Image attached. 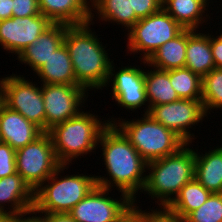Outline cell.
<instances>
[{
	"label": "cell",
	"mask_w": 222,
	"mask_h": 222,
	"mask_svg": "<svg viewBox=\"0 0 222 222\" xmlns=\"http://www.w3.org/2000/svg\"><path fill=\"white\" fill-rule=\"evenodd\" d=\"M98 146L102 147V159L109 176L97 175V186L109 190L116 187L119 193L123 192L135 201L138 191L143 192L145 186L147 162L115 124H108L103 129Z\"/></svg>",
	"instance_id": "6da1fadb"
},
{
	"label": "cell",
	"mask_w": 222,
	"mask_h": 222,
	"mask_svg": "<svg viewBox=\"0 0 222 222\" xmlns=\"http://www.w3.org/2000/svg\"><path fill=\"white\" fill-rule=\"evenodd\" d=\"M95 22L83 25H71L66 29L64 44L69 52L77 83L87 91L100 90L106 87L109 72L113 63L106 51V45L92 31L90 26Z\"/></svg>",
	"instance_id": "7a4b0ae2"
},
{
	"label": "cell",
	"mask_w": 222,
	"mask_h": 222,
	"mask_svg": "<svg viewBox=\"0 0 222 222\" xmlns=\"http://www.w3.org/2000/svg\"><path fill=\"white\" fill-rule=\"evenodd\" d=\"M185 143L175 153L147 162V175L143 191L164 210L180 189L194 179L195 149ZM190 147V148H189Z\"/></svg>",
	"instance_id": "3957f363"
},
{
	"label": "cell",
	"mask_w": 222,
	"mask_h": 222,
	"mask_svg": "<svg viewBox=\"0 0 222 222\" xmlns=\"http://www.w3.org/2000/svg\"><path fill=\"white\" fill-rule=\"evenodd\" d=\"M99 115L84 110L48 130L58 162L62 165L72 164L80 156L90 154L98 147V140L107 120ZM99 118V119H98ZM104 120V121H101ZM82 156V157H81Z\"/></svg>",
	"instance_id": "277c9868"
},
{
	"label": "cell",
	"mask_w": 222,
	"mask_h": 222,
	"mask_svg": "<svg viewBox=\"0 0 222 222\" xmlns=\"http://www.w3.org/2000/svg\"><path fill=\"white\" fill-rule=\"evenodd\" d=\"M69 165H60L55 172L34 191L33 210L36 213H69L96 186L95 175L73 174L61 176ZM59 176H61L59 178Z\"/></svg>",
	"instance_id": "5b68a950"
},
{
	"label": "cell",
	"mask_w": 222,
	"mask_h": 222,
	"mask_svg": "<svg viewBox=\"0 0 222 222\" xmlns=\"http://www.w3.org/2000/svg\"><path fill=\"white\" fill-rule=\"evenodd\" d=\"M141 115L143 117L132 120L111 116L107 122L115 124L123 132L146 162L175 153L185 144L172 130L156 122L149 113Z\"/></svg>",
	"instance_id": "8992f818"
},
{
	"label": "cell",
	"mask_w": 222,
	"mask_h": 222,
	"mask_svg": "<svg viewBox=\"0 0 222 222\" xmlns=\"http://www.w3.org/2000/svg\"><path fill=\"white\" fill-rule=\"evenodd\" d=\"M184 28L163 8L139 19L127 33L128 55L140 53V60H148L164 43L178 36Z\"/></svg>",
	"instance_id": "52a82bcc"
},
{
	"label": "cell",
	"mask_w": 222,
	"mask_h": 222,
	"mask_svg": "<svg viewBox=\"0 0 222 222\" xmlns=\"http://www.w3.org/2000/svg\"><path fill=\"white\" fill-rule=\"evenodd\" d=\"M16 172L33 191L37 190L61 165L51 136L43 132L33 142L16 150Z\"/></svg>",
	"instance_id": "ba28073f"
},
{
	"label": "cell",
	"mask_w": 222,
	"mask_h": 222,
	"mask_svg": "<svg viewBox=\"0 0 222 222\" xmlns=\"http://www.w3.org/2000/svg\"><path fill=\"white\" fill-rule=\"evenodd\" d=\"M26 79L23 75L14 73L4 77L3 104L46 132V113L41 87Z\"/></svg>",
	"instance_id": "9c48e42d"
},
{
	"label": "cell",
	"mask_w": 222,
	"mask_h": 222,
	"mask_svg": "<svg viewBox=\"0 0 222 222\" xmlns=\"http://www.w3.org/2000/svg\"><path fill=\"white\" fill-rule=\"evenodd\" d=\"M150 116L167 129L172 130L185 143L195 140L194 133L190 129L204 121L208 115L201 100L179 99L177 101L152 106L149 109Z\"/></svg>",
	"instance_id": "30bf717a"
},
{
	"label": "cell",
	"mask_w": 222,
	"mask_h": 222,
	"mask_svg": "<svg viewBox=\"0 0 222 222\" xmlns=\"http://www.w3.org/2000/svg\"><path fill=\"white\" fill-rule=\"evenodd\" d=\"M41 91L46 113V132L54 125L79 114L90 96L80 85L41 84Z\"/></svg>",
	"instance_id": "8fae6325"
},
{
	"label": "cell",
	"mask_w": 222,
	"mask_h": 222,
	"mask_svg": "<svg viewBox=\"0 0 222 222\" xmlns=\"http://www.w3.org/2000/svg\"><path fill=\"white\" fill-rule=\"evenodd\" d=\"M111 191L96 186L68 214L75 222H115L133 201L123 192L112 198Z\"/></svg>",
	"instance_id": "7c38bea8"
},
{
	"label": "cell",
	"mask_w": 222,
	"mask_h": 222,
	"mask_svg": "<svg viewBox=\"0 0 222 222\" xmlns=\"http://www.w3.org/2000/svg\"><path fill=\"white\" fill-rule=\"evenodd\" d=\"M114 62L111 65L106 87L112 86V96L115 102L127 111H136L145 105L144 114L149 113V105L146 98L144 69L141 66H125L115 72Z\"/></svg>",
	"instance_id": "4fadbf2b"
},
{
	"label": "cell",
	"mask_w": 222,
	"mask_h": 222,
	"mask_svg": "<svg viewBox=\"0 0 222 222\" xmlns=\"http://www.w3.org/2000/svg\"><path fill=\"white\" fill-rule=\"evenodd\" d=\"M53 23L43 14L0 21V47L17 56Z\"/></svg>",
	"instance_id": "5bb4252c"
},
{
	"label": "cell",
	"mask_w": 222,
	"mask_h": 222,
	"mask_svg": "<svg viewBox=\"0 0 222 222\" xmlns=\"http://www.w3.org/2000/svg\"><path fill=\"white\" fill-rule=\"evenodd\" d=\"M43 131L19 112L0 106V142L17 150L38 138Z\"/></svg>",
	"instance_id": "9a60e30c"
},
{
	"label": "cell",
	"mask_w": 222,
	"mask_h": 222,
	"mask_svg": "<svg viewBox=\"0 0 222 222\" xmlns=\"http://www.w3.org/2000/svg\"><path fill=\"white\" fill-rule=\"evenodd\" d=\"M33 206L34 191L17 172L0 179V215L24 214Z\"/></svg>",
	"instance_id": "2e32d148"
},
{
	"label": "cell",
	"mask_w": 222,
	"mask_h": 222,
	"mask_svg": "<svg viewBox=\"0 0 222 222\" xmlns=\"http://www.w3.org/2000/svg\"><path fill=\"white\" fill-rule=\"evenodd\" d=\"M41 14L52 23L83 25L92 22L94 13H91L89 0H38Z\"/></svg>",
	"instance_id": "e0dca14e"
},
{
	"label": "cell",
	"mask_w": 222,
	"mask_h": 222,
	"mask_svg": "<svg viewBox=\"0 0 222 222\" xmlns=\"http://www.w3.org/2000/svg\"><path fill=\"white\" fill-rule=\"evenodd\" d=\"M69 25L53 23L37 40L17 56L21 64L29 65L35 73L63 43Z\"/></svg>",
	"instance_id": "ac0fdd59"
},
{
	"label": "cell",
	"mask_w": 222,
	"mask_h": 222,
	"mask_svg": "<svg viewBox=\"0 0 222 222\" xmlns=\"http://www.w3.org/2000/svg\"><path fill=\"white\" fill-rule=\"evenodd\" d=\"M199 30L187 29L185 67L203 78L215 67L211 50V35Z\"/></svg>",
	"instance_id": "d6986e66"
},
{
	"label": "cell",
	"mask_w": 222,
	"mask_h": 222,
	"mask_svg": "<svg viewBox=\"0 0 222 222\" xmlns=\"http://www.w3.org/2000/svg\"><path fill=\"white\" fill-rule=\"evenodd\" d=\"M195 150L194 178L211 193H222V144L205 154Z\"/></svg>",
	"instance_id": "ffe728a7"
},
{
	"label": "cell",
	"mask_w": 222,
	"mask_h": 222,
	"mask_svg": "<svg viewBox=\"0 0 222 222\" xmlns=\"http://www.w3.org/2000/svg\"><path fill=\"white\" fill-rule=\"evenodd\" d=\"M42 84L79 85L74 75L69 52L63 43L35 72Z\"/></svg>",
	"instance_id": "44dd1931"
},
{
	"label": "cell",
	"mask_w": 222,
	"mask_h": 222,
	"mask_svg": "<svg viewBox=\"0 0 222 222\" xmlns=\"http://www.w3.org/2000/svg\"><path fill=\"white\" fill-rule=\"evenodd\" d=\"M187 47V29H184L174 39L167 41L160 46L151 57L146 60H140L141 64L155 67L160 70H171L185 67ZM148 64V65H147Z\"/></svg>",
	"instance_id": "7402d4cb"
},
{
	"label": "cell",
	"mask_w": 222,
	"mask_h": 222,
	"mask_svg": "<svg viewBox=\"0 0 222 222\" xmlns=\"http://www.w3.org/2000/svg\"><path fill=\"white\" fill-rule=\"evenodd\" d=\"M211 194L194 178L180 189L174 200L163 211L182 221L189 213L203 205Z\"/></svg>",
	"instance_id": "603a6c76"
},
{
	"label": "cell",
	"mask_w": 222,
	"mask_h": 222,
	"mask_svg": "<svg viewBox=\"0 0 222 222\" xmlns=\"http://www.w3.org/2000/svg\"><path fill=\"white\" fill-rule=\"evenodd\" d=\"M209 1L210 0H170L163 9L184 29L197 30L200 29L201 24L208 21L207 18H210L209 14L207 15ZM205 11H207V13Z\"/></svg>",
	"instance_id": "cb8c5ba5"
},
{
	"label": "cell",
	"mask_w": 222,
	"mask_h": 222,
	"mask_svg": "<svg viewBox=\"0 0 222 222\" xmlns=\"http://www.w3.org/2000/svg\"><path fill=\"white\" fill-rule=\"evenodd\" d=\"M91 13L96 12L98 21L121 25L127 31L139 20L131 13L130 0H90ZM95 10V11H94ZM98 15V16H97ZM124 26V27H123Z\"/></svg>",
	"instance_id": "d4e9b609"
},
{
	"label": "cell",
	"mask_w": 222,
	"mask_h": 222,
	"mask_svg": "<svg viewBox=\"0 0 222 222\" xmlns=\"http://www.w3.org/2000/svg\"><path fill=\"white\" fill-rule=\"evenodd\" d=\"M144 71L145 91L149 109L152 106L171 103L179 100L176 91L172 88L169 79V70H160L155 67ZM154 68V69H153Z\"/></svg>",
	"instance_id": "484cf974"
},
{
	"label": "cell",
	"mask_w": 222,
	"mask_h": 222,
	"mask_svg": "<svg viewBox=\"0 0 222 222\" xmlns=\"http://www.w3.org/2000/svg\"><path fill=\"white\" fill-rule=\"evenodd\" d=\"M169 79L179 99L202 100V78L190 69H171Z\"/></svg>",
	"instance_id": "4316f807"
},
{
	"label": "cell",
	"mask_w": 222,
	"mask_h": 222,
	"mask_svg": "<svg viewBox=\"0 0 222 222\" xmlns=\"http://www.w3.org/2000/svg\"><path fill=\"white\" fill-rule=\"evenodd\" d=\"M201 101L207 115L214 109L222 110V68H214L202 78Z\"/></svg>",
	"instance_id": "83f0119b"
},
{
	"label": "cell",
	"mask_w": 222,
	"mask_h": 222,
	"mask_svg": "<svg viewBox=\"0 0 222 222\" xmlns=\"http://www.w3.org/2000/svg\"><path fill=\"white\" fill-rule=\"evenodd\" d=\"M182 222H222V193H212L203 205L189 213Z\"/></svg>",
	"instance_id": "f1b7e54d"
},
{
	"label": "cell",
	"mask_w": 222,
	"mask_h": 222,
	"mask_svg": "<svg viewBox=\"0 0 222 222\" xmlns=\"http://www.w3.org/2000/svg\"><path fill=\"white\" fill-rule=\"evenodd\" d=\"M16 150L0 142V179L16 173Z\"/></svg>",
	"instance_id": "f546056e"
},
{
	"label": "cell",
	"mask_w": 222,
	"mask_h": 222,
	"mask_svg": "<svg viewBox=\"0 0 222 222\" xmlns=\"http://www.w3.org/2000/svg\"><path fill=\"white\" fill-rule=\"evenodd\" d=\"M131 13L139 18H146L163 8L161 0H130Z\"/></svg>",
	"instance_id": "4dcf8cb0"
},
{
	"label": "cell",
	"mask_w": 222,
	"mask_h": 222,
	"mask_svg": "<svg viewBox=\"0 0 222 222\" xmlns=\"http://www.w3.org/2000/svg\"><path fill=\"white\" fill-rule=\"evenodd\" d=\"M12 17H28L41 14L38 0H12Z\"/></svg>",
	"instance_id": "1f68e13d"
},
{
	"label": "cell",
	"mask_w": 222,
	"mask_h": 222,
	"mask_svg": "<svg viewBox=\"0 0 222 222\" xmlns=\"http://www.w3.org/2000/svg\"><path fill=\"white\" fill-rule=\"evenodd\" d=\"M137 205V200L133 201L115 222H145V210Z\"/></svg>",
	"instance_id": "d6a6232c"
},
{
	"label": "cell",
	"mask_w": 222,
	"mask_h": 222,
	"mask_svg": "<svg viewBox=\"0 0 222 222\" xmlns=\"http://www.w3.org/2000/svg\"><path fill=\"white\" fill-rule=\"evenodd\" d=\"M157 209H151L150 211L152 212L147 211V209L145 210V222H182L179 219L169 216L163 210Z\"/></svg>",
	"instance_id": "836d02e7"
},
{
	"label": "cell",
	"mask_w": 222,
	"mask_h": 222,
	"mask_svg": "<svg viewBox=\"0 0 222 222\" xmlns=\"http://www.w3.org/2000/svg\"><path fill=\"white\" fill-rule=\"evenodd\" d=\"M222 31L214 37L211 33V50L216 68H222Z\"/></svg>",
	"instance_id": "e575fe53"
},
{
	"label": "cell",
	"mask_w": 222,
	"mask_h": 222,
	"mask_svg": "<svg viewBox=\"0 0 222 222\" xmlns=\"http://www.w3.org/2000/svg\"><path fill=\"white\" fill-rule=\"evenodd\" d=\"M38 215L42 222H75L68 213H38Z\"/></svg>",
	"instance_id": "d590c367"
},
{
	"label": "cell",
	"mask_w": 222,
	"mask_h": 222,
	"mask_svg": "<svg viewBox=\"0 0 222 222\" xmlns=\"http://www.w3.org/2000/svg\"><path fill=\"white\" fill-rule=\"evenodd\" d=\"M26 215H28V217ZM10 222H42V221L40 216H38L34 210H31L24 214L10 215Z\"/></svg>",
	"instance_id": "8d00e7d4"
},
{
	"label": "cell",
	"mask_w": 222,
	"mask_h": 222,
	"mask_svg": "<svg viewBox=\"0 0 222 222\" xmlns=\"http://www.w3.org/2000/svg\"><path fill=\"white\" fill-rule=\"evenodd\" d=\"M12 0H2L0 1V21L8 18H12Z\"/></svg>",
	"instance_id": "74e56055"
},
{
	"label": "cell",
	"mask_w": 222,
	"mask_h": 222,
	"mask_svg": "<svg viewBox=\"0 0 222 222\" xmlns=\"http://www.w3.org/2000/svg\"><path fill=\"white\" fill-rule=\"evenodd\" d=\"M3 86H4V78L0 79V106L3 104Z\"/></svg>",
	"instance_id": "f35d334b"
},
{
	"label": "cell",
	"mask_w": 222,
	"mask_h": 222,
	"mask_svg": "<svg viewBox=\"0 0 222 222\" xmlns=\"http://www.w3.org/2000/svg\"><path fill=\"white\" fill-rule=\"evenodd\" d=\"M0 222H10V215H0Z\"/></svg>",
	"instance_id": "ab89813d"
},
{
	"label": "cell",
	"mask_w": 222,
	"mask_h": 222,
	"mask_svg": "<svg viewBox=\"0 0 222 222\" xmlns=\"http://www.w3.org/2000/svg\"><path fill=\"white\" fill-rule=\"evenodd\" d=\"M170 0H161L162 6L164 7Z\"/></svg>",
	"instance_id": "60d3db41"
}]
</instances>
